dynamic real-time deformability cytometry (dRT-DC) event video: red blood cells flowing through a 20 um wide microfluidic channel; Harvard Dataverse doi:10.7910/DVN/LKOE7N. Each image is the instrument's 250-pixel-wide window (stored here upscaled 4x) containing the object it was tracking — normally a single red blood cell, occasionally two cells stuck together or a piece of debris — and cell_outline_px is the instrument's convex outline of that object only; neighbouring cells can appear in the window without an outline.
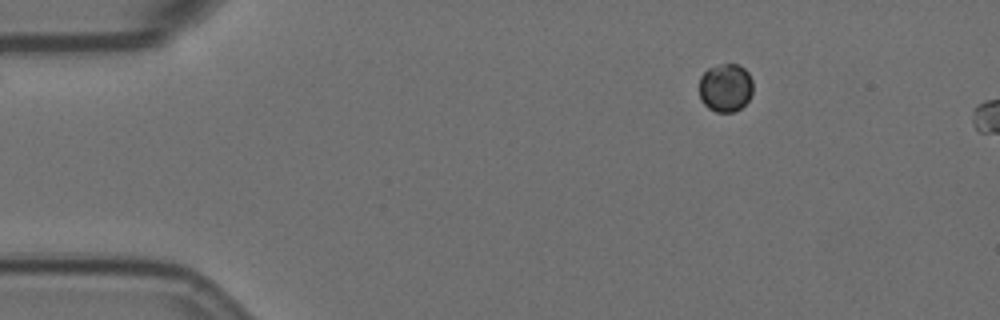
{"species": "Egyptian fruit bat (a non-hibernating species)", "species_latin": "Rousettus aegyptiacus", "temperature_condition": "room temperature", "stored_images_in_passage": 9, "camera_frame_rate_fps": 3000, "um_per_image_px": 0.085, "animal": {"sex": "female"}, "frame": {"image": 1, "passage_image": 1, "time_ms": 0.0, "image_size_px": [1000, 320], "cell_outline_px": [[752, 92], [748, 100], [736, 112], [716, 112], [708, 108], [700, 100], [700, 76], [708, 68], [724, 64], [740, 64], [748, 72], [752, 80]], "centroid_in_image_um": [61.67, 7.46], "position_along_channel_um": 23.3, "area_um2": 15.2}}